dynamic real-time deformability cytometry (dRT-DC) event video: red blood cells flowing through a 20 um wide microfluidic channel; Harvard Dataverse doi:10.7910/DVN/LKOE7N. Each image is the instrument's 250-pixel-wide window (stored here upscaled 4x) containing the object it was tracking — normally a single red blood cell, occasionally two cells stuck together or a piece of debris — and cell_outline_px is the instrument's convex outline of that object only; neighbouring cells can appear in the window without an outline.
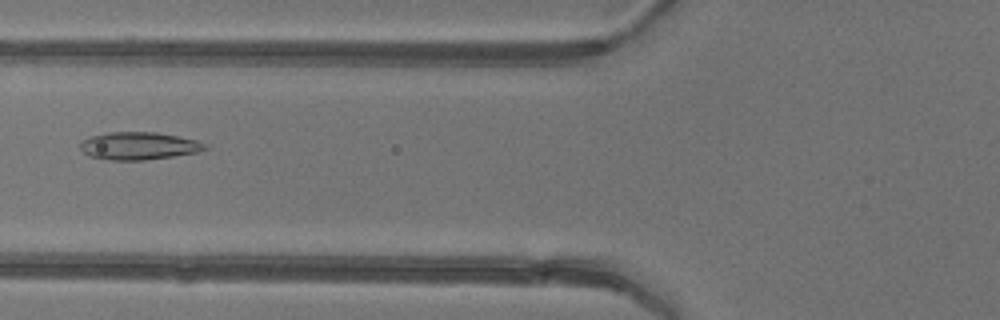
{"species": "common noctule bat (a hibernating species)", "species_latin": "Nyctalus noctula", "temperature_condition": "warm", "stored_images_in_passage": 6, "camera_frame_rate_fps": 3000, "um_per_image_px": 0.085, "animal": {"sex": "female"}, "frame": {"image": 1, "passage_image": 6, "time_ms": 6.333, "image_size_px": [1000, 320], "cell_outline_px": [[208, 148], [196, 152], [172, 156], [144, 160], [108, 160], [88, 156], [80, 148], [80, 144], [84, 140], [92, 136], [108, 132], [156, 132], [196, 140], [208, 144]], "centroid_in_image_um": [11.79, 12.4], "position_along_channel_um": 114.0, "area_um2": 19.94}}